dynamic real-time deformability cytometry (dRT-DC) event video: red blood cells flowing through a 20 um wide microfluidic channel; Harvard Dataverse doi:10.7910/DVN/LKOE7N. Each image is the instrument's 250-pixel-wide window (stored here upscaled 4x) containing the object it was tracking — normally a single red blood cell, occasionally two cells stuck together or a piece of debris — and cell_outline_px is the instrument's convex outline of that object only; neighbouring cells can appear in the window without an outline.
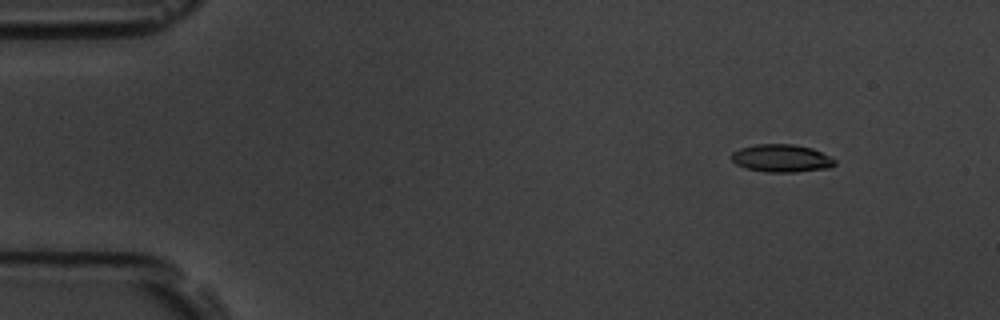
{"species": "common noctule bat (a hibernating species)", "species_latin": "Nyctalus noctula", "temperature_condition": "room temperature", "stored_images_in_passage": 6, "camera_frame_rate_fps": 3000, "um_per_image_px": 0.085, "animal": {"sex": "male", "body_mass_g": 19.5, "forearm_length_mm": 54.6}, "frame": {"image": 1, "passage_image": 2, "time_ms": 1.333, "image_size_px": [1000, 320], "cell_outline_px": [[836, 164], [832, 168], [796, 172], [764, 172], [744, 168], [736, 164], [732, 160], [732, 152], [740, 148], [756, 144], [792, 144], [812, 148], [832, 156], [836, 160]], "centroid_in_image_um": [66.47, 13.46], "position_along_channel_um": 18.5, "area_um2": 16.99}}
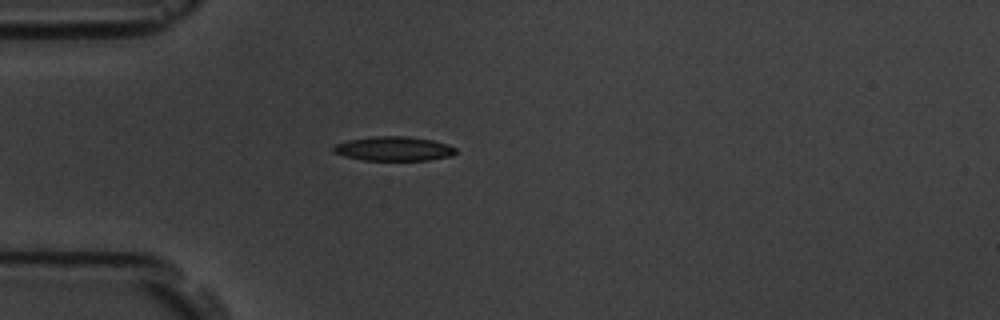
{"frame": {"image": 2, "passage_image": 5, "time_ms": 4.667, "image_size_px": [1000, 320], "cell_outline_px": [[456, 152], [452, 156], [428, 160], [364, 160], [344, 156], [332, 152], [332, 148], [336, 144], [348, 140], [372, 136], [408, 136], [432, 140], [448, 144], [456, 148]], "centroid_in_image_um": [33.47, 12.63], "position_along_channel_um": 51.5, "area_um2": 17.4}}